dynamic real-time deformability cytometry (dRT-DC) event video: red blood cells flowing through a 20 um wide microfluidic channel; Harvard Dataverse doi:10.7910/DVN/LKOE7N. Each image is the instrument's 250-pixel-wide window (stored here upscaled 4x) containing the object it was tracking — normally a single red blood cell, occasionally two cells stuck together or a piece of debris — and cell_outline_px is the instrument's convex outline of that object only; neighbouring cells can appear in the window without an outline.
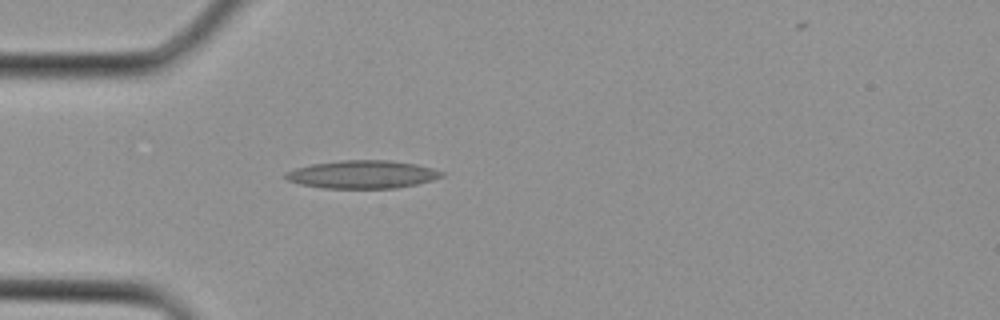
{"species": "Egyptian fruit bat (a non-hibernating species)", "species_latin": "Rousettus aegyptiacus", "temperature_condition": "cold", "stored_images_in_passage": 5, "camera_frame_rate_fps": 3000, "um_per_image_px": 0.085, "animal": {"sex": "female"}, "frame": {"image": 1, "passage_image": 4, "time_ms": 1.0, "image_size_px": [1000, 320], "cell_outline_px": [[444, 176], [432, 180], [416, 184], [396, 188], [324, 188], [300, 184], [288, 180], [284, 176], [284, 172], [296, 168], [312, 164], [340, 160], [388, 160], [416, 164], [432, 168], [444, 172]], "centroid_in_image_um": [30.8, 14.82], "position_along_channel_um": 54.2, "area_um2": 25.43}}